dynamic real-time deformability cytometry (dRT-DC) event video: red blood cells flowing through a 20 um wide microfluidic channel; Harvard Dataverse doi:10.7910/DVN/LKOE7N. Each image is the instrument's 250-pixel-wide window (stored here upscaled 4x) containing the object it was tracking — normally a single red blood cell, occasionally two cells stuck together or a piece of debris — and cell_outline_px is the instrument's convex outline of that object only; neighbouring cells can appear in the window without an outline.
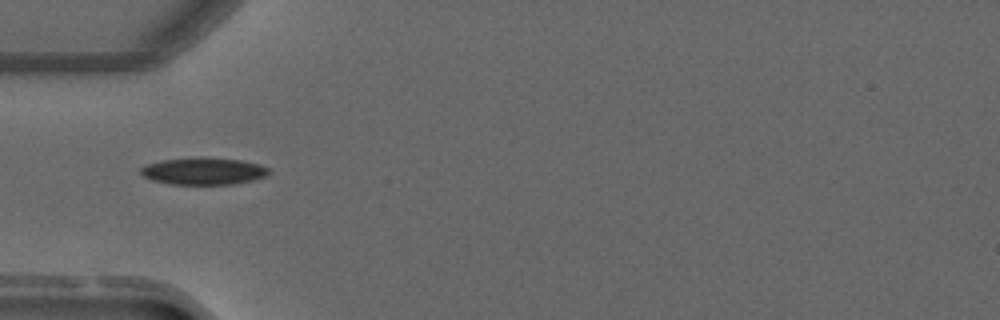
{"species": "common noctule bat (a hibernating species)", "species_latin": "Nyctalus noctula", "temperature_condition": "warm", "stored_images_in_passage": 4, "camera_frame_rate_fps": 3000, "um_per_image_px": 0.085, "animal": {"sex": "male", "forearm_length_mm": 52.5}, "frame": {"image": 1, "passage_image": 4, "time_ms": 1.0, "image_size_px": [1000, 320], "cell_outline_px": [[268, 172], [264, 176], [252, 180], [232, 184], [172, 184], [152, 180], [144, 176], [140, 172], [140, 168], [144, 164], [160, 160], [196, 156], [204, 156], [240, 160], [260, 164], [268, 168]], "centroid_in_image_um": [17.24, 14.52], "position_along_channel_um": 67.8, "area_um2": 20.4}}